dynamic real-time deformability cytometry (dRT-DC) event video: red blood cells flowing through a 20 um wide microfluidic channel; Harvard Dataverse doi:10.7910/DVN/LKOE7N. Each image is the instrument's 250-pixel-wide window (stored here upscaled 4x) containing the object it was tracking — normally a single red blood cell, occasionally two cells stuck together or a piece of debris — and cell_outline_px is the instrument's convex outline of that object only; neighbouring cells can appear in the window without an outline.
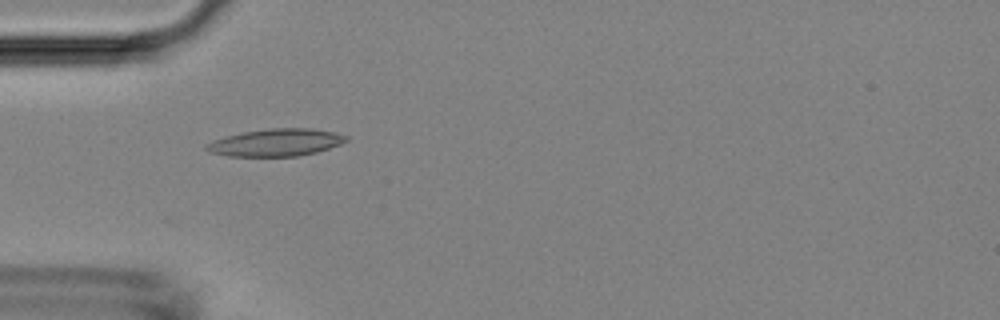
{"species": "Egyptian fruit bat (a non-hibernating species)", "species_latin": "Rousettus aegyptiacus", "temperature_condition": "room temperature", "stored_images_in_passage": 6, "camera_frame_rate_fps": 3000, "um_per_image_px": 0.085, "animal": {"sex": "female"}, "frame": {"image": 1, "passage_image": 4, "time_ms": 4.333, "image_size_px": [1000, 320], "cell_outline_px": [[348, 140], [340, 144], [316, 152], [300, 156], [228, 156], [208, 152], [204, 148], [204, 144], [212, 140], [224, 136], [244, 132], [268, 128], [312, 128], [332, 132], [348, 136]], "centroid_in_image_um": [23.4, 12.11], "position_along_channel_um": 61.6, "area_um2": 22.37}}
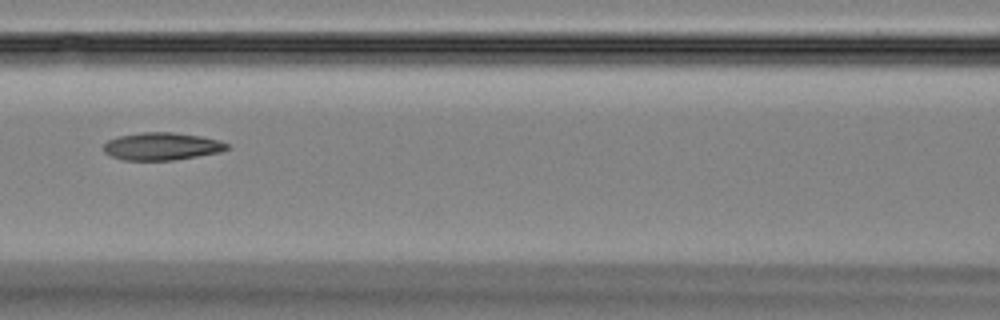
{"frame": {"image": 2, "passage_image": 6, "time_ms": 6.667, "image_size_px": [1000, 320], "cell_outline_px": [[228, 148], [220, 152], [172, 160], [124, 160], [112, 156], [104, 152], [104, 144], [108, 140], [120, 136], [144, 132], [172, 132], [200, 136], [220, 140], [228, 144]], "centroid_in_image_um": [13.75, 12.43], "position_along_channel_um": 152.8, "area_um2": 19.59}}